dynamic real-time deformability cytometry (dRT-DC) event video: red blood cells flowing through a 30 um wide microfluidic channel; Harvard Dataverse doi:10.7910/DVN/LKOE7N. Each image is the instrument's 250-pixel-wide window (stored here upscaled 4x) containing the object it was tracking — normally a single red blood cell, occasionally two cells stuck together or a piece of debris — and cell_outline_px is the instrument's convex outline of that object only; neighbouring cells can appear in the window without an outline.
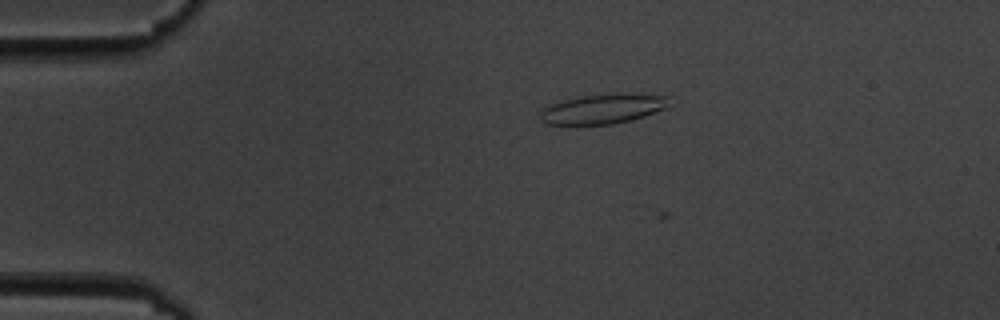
{"species": "common noctule bat (a hibernating species)", "species_latin": "Nyctalus noctula", "temperature_condition": "cold", "stored_images_in_passage": 4, "camera_frame_rate_fps": 3000, "um_per_image_px": 0.085, "animal": {"sex": "male", "body_mass_g": 19.5, "forearm_length_mm": 54.6}, "frame": {"image": 1, "passage_image": 3, "time_ms": 0.667, "image_size_px": [1000, 320], "cell_outline_px": [[672, 104], [668, 108], [632, 120], [612, 124], [576, 128], [572, 128], [544, 124], [540, 120], [540, 112], [548, 104], [560, 100], [584, 96], [616, 92], [668, 96]], "centroid_in_image_um": [51.18, 9.3], "position_along_channel_um": 33.8, "area_um2": 23.81}}